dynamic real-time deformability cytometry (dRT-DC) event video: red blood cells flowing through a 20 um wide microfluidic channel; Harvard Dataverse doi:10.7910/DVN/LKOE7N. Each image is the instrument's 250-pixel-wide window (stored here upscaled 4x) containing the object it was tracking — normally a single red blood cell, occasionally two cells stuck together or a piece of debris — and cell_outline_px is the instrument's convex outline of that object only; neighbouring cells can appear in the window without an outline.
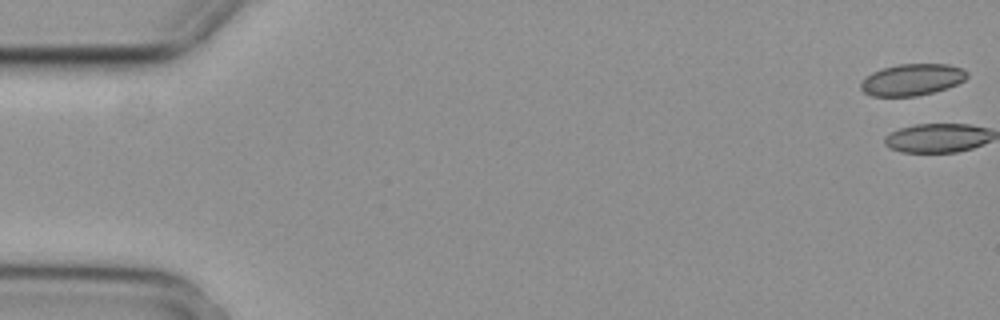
{"species": "common noctule bat (a hibernating species)", "species_latin": "Nyctalus noctula", "temperature_condition": "cold", "stored_images_in_passage": 9, "camera_frame_rate_fps": 3000, "um_per_image_px": 0.085, "animal": {"sex": "female", "body_mass_g": 29.2, "forearm_length_mm": 56.3}, "frame": {"image": 1, "passage_image": 1, "time_ms": 0.0, "image_size_px": [1000, 320], "cell_outline_px": [[968, 76], [964, 80], [956, 84], [932, 92], [916, 96], [872, 96], [864, 92], [860, 88], [860, 80], [872, 72], [884, 68], [900, 64], [948, 64], [964, 68], [968, 72]], "centroid_in_image_um": [77.51, 6.76], "position_along_channel_um": 7.5, "area_um2": 19.54}}